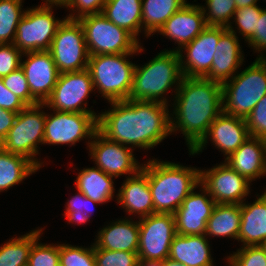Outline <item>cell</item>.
<instances>
[{
  "mask_svg": "<svg viewBox=\"0 0 266 266\" xmlns=\"http://www.w3.org/2000/svg\"><path fill=\"white\" fill-rule=\"evenodd\" d=\"M112 109L98 115V131L111 141L150 149L171 134L168 105L127 99L110 102Z\"/></svg>",
  "mask_w": 266,
  "mask_h": 266,
  "instance_id": "6da1fadb",
  "label": "cell"
},
{
  "mask_svg": "<svg viewBox=\"0 0 266 266\" xmlns=\"http://www.w3.org/2000/svg\"><path fill=\"white\" fill-rule=\"evenodd\" d=\"M42 228L21 237H13L0 246V266H26L33 243L40 238Z\"/></svg>",
  "mask_w": 266,
  "mask_h": 266,
  "instance_id": "1f68e13d",
  "label": "cell"
},
{
  "mask_svg": "<svg viewBox=\"0 0 266 266\" xmlns=\"http://www.w3.org/2000/svg\"><path fill=\"white\" fill-rule=\"evenodd\" d=\"M226 30V27L207 26L195 39L181 48L187 53L186 61L183 60L185 56L182 52L177 51L183 76L204 78L210 72L219 38Z\"/></svg>",
  "mask_w": 266,
  "mask_h": 266,
  "instance_id": "2e32d148",
  "label": "cell"
},
{
  "mask_svg": "<svg viewBox=\"0 0 266 266\" xmlns=\"http://www.w3.org/2000/svg\"><path fill=\"white\" fill-rule=\"evenodd\" d=\"M200 183L216 204H242L250 192V182L225 162L207 171L200 170Z\"/></svg>",
  "mask_w": 266,
  "mask_h": 266,
  "instance_id": "9a60e30c",
  "label": "cell"
},
{
  "mask_svg": "<svg viewBox=\"0 0 266 266\" xmlns=\"http://www.w3.org/2000/svg\"><path fill=\"white\" fill-rule=\"evenodd\" d=\"M200 185L203 192L195 193L194 188L174 213L177 234L203 235L206 232L207 221L216 202L210 197L208 190L201 183Z\"/></svg>",
  "mask_w": 266,
  "mask_h": 266,
  "instance_id": "e0dca14e",
  "label": "cell"
},
{
  "mask_svg": "<svg viewBox=\"0 0 266 266\" xmlns=\"http://www.w3.org/2000/svg\"><path fill=\"white\" fill-rule=\"evenodd\" d=\"M227 259L229 266H266V249L263 245L244 246Z\"/></svg>",
  "mask_w": 266,
  "mask_h": 266,
  "instance_id": "74e56055",
  "label": "cell"
},
{
  "mask_svg": "<svg viewBox=\"0 0 266 266\" xmlns=\"http://www.w3.org/2000/svg\"><path fill=\"white\" fill-rule=\"evenodd\" d=\"M37 170L29 159L12 154L0 146V192L20 183Z\"/></svg>",
  "mask_w": 266,
  "mask_h": 266,
  "instance_id": "f546056e",
  "label": "cell"
},
{
  "mask_svg": "<svg viewBox=\"0 0 266 266\" xmlns=\"http://www.w3.org/2000/svg\"><path fill=\"white\" fill-rule=\"evenodd\" d=\"M37 239L31 248L28 266H57L59 263V245L40 244Z\"/></svg>",
  "mask_w": 266,
  "mask_h": 266,
  "instance_id": "60d3db41",
  "label": "cell"
},
{
  "mask_svg": "<svg viewBox=\"0 0 266 266\" xmlns=\"http://www.w3.org/2000/svg\"><path fill=\"white\" fill-rule=\"evenodd\" d=\"M133 54L135 53L89 56L87 69L91 73L94 88H97L108 102L129 98L136 65L126 58Z\"/></svg>",
  "mask_w": 266,
  "mask_h": 266,
  "instance_id": "8992f818",
  "label": "cell"
},
{
  "mask_svg": "<svg viewBox=\"0 0 266 266\" xmlns=\"http://www.w3.org/2000/svg\"><path fill=\"white\" fill-rule=\"evenodd\" d=\"M94 85L88 69L59 74L50 97L44 102L48 108L59 112L95 113L86 109V100ZM84 106H81V105Z\"/></svg>",
  "mask_w": 266,
  "mask_h": 266,
  "instance_id": "4fadbf2b",
  "label": "cell"
},
{
  "mask_svg": "<svg viewBox=\"0 0 266 266\" xmlns=\"http://www.w3.org/2000/svg\"><path fill=\"white\" fill-rule=\"evenodd\" d=\"M54 111L46 114L44 144L74 145L86 137L92 140L98 130L96 113H73Z\"/></svg>",
  "mask_w": 266,
  "mask_h": 266,
  "instance_id": "7c38bea8",
  "label": "cell"
},
{
  "mask_svg": "<svg viewBox=\"0 0 266 266\" xmlns=\"http://www.w3.org/2000/svg\"><path fill=\"white\" fill-rule=\"evenodd\" d=\"M67 0H46L45 2L48 4H55L56 7L63 5Z\"/></svg>",
  "mask_w": 266,
  "mask_h": 266,
  "instance_id": "816d5d0a",
  "label": "cell"
},
{
  "mask_svg": "<svg viewBox=\"0 0 266 266\" xmlns=\"http://www.w3.org/2000/svg\"><path fill=\"white\" fill-rule=\"evenodd\" d=\"M206 5L208 13L207 8L201 7L207 26L228 28L231 25L229 21L237 10L235 0H206Z\"/></svg>",
  "mask_w": 266,
  "mask_h": 266,
  "instance_id": "836d02e7",
  "label": "cell"
},
{
  "mask_svg": "<svg viewBox=\"0 0 266 266\" xmlns=\"http://www.w3.org/2000/svg\"><path fill=\"white\" fill-rule=\"evenodd\" d=\"M112 176L103 172L100 168L92 167L80 170L75 186L91 200L102 204L110 201L114 196Z\"/></svg>",
  "mask_w": 266,
  "mask_h": 266,
  "instance_id": "83f0119b",
  "label": "cell"
},
{
  "mask_svg": "<svg viewBox=\"0 0 266 266\" xmlns=\"http://www.w3.org/2000/svg\"><path fill=\"white\" fill-rule=\"evenodd\" d=\"M95 266H138L137 252L94 248Z\"/></svg>",
  "mask_w": 266,
  "mask_h": 266,
  "instance_id": "d590c367",
  "label": "cell"
},
{
  "mask_svg": "<svg viewBox=\"0 0 266 266\" xmlns=\"http://www.w3.org/2000/svg\"><path fill=\"white\" fill-rule=\"evenodd\" d=\"M182 78L178 52L175 49L162 51L144 66H135L128 99L168 104L167 99L162 95L167 93L175 83L177 90Z\"/></svg>",
  "mask_w": 266,
  "mask_h": 266,
  "instance_id": "277c9868",
  "label": "cell"
},
{
  "mask_svg": "<svg viewBox=\"0 0 266 266\" xmlns=\"http://www.w3.org/2000/svg\"><path fill=\"white\" fill-rule=\"evenodd\" d=\"M95 203L99 204L86 197L82 192L78 191L75 196L68 200L66 211L64 214L66 215V218L69 223H86L89 217L92 215L91 210Z\"/></svg>",
  "mask_w": 266,
  "mask_h": 266,
  "instance_id": "8d00e7d4",
  "label": "cell"
},
{
  "mask_svg": "<svg viewBox=\"0 0 266 266\" xmlns=\"http://www.w3.org/2000/svg\"><path fill=\"white\" fill-rule=\"evenodd\" d=\"M94 248L111 251L137 252L139 248V221L129 219L112 222L97 234Z\"/></svg>",
  "mask_w": 266,
  "mask_h": 266,
  "instance_id": "cb8c5ba5",
  "label": "cell"
},
{
  "mask_svg": "<svg viewBox=\"0 0 266 266\" xmlns=\"http://www.w3.org/2000/svg\"><path fill=\"white\" fill-rule=\"evenodd\" d=\"M207 27L202 7L186 3L157 31L178 43L176 51L195 39ZM180 48V49H179Z\"/></svg>",
  "mask_w": 266,
  "mask_h": 266,
  "instance_id": "ffe728a7",
  "label": "cell"
},
{
  "mask_svg": "<svg viewBox=\"0 0 266 266\" xmlns=\"http://www.w3.org/2000/svg\"><path fill=\"white\" fill-rule=\"evenodd\" d=\"M117 196L118 204H121L129 215L136 213L141 219L154 214L148 178L141 169L125 180Z\"/></svg>",
  "mask_w": 266,
  "mask_h": 266,
  "instance_id": "603a6c76",
  "label": "cell"
},
{
  "mask_svg": "<svg viewBox=\"0 0 266 266\" xmlns=\"http://www.w3.org/2000/svg\"><path fill=\"white\" fill-rule=\"evenodd\" d=\"M138 266H163V261L139 260Z\"/></svg>",
  "mask_w": 266,
  "mask_h": 266,
  "instance_id": "681fc988",
  "label": "cell"
},
{
  "mask_svg": "<svg viewBox=\"0 0 266 266\" xmlns=\"http://www.w3.org/2000/svg\"><path fill=\"white\" fill-rule=\"evenodd\" d=\"M91 246L59 244V262L64 266H95L94 245Z\"/></svg>",
  "mask_w": 266,
  "mask_h": 266,
  "instance_id": "e575fe53",
  "label": "cell"
},
{
  "mask_svg": "<svg viewBox=\"0 0 266 266\" xmlns=\"http://www.w3.org/2000/svg\"><path fill=\"white\" fill-rule=\"evenodd\" d=\"M18 113L0 107V144L14 125Z\"/></svg>",
  "mask_w": 266,
  "mask_h": 266,
  "instance_id": "7dc6e473",
  "label": "cell"
},
{
  "mask_svg": "<svg viewBox=\"0 0 266 266\" xmlns=\"http://www.w3.org/2000/svg\"><path fill=\"white\" fill-rule=\"evenodd\" d=\"M54 4L44 3L25 10L17 25L13 44L22 52L49 51L60 24L52 12Z\"/></svg>",
  "mask_w": 266,
  "mask_h": 266,
  "instance_id": "9c48e42d",
  "label": "cell"
},
{
  "mask_svg": "<svg viewBox=\"0 0 266 266\" xmlns=\"http://www.w3.org/2000/svg\"><path fill=\"white\" fill-rule=\"evenodd\" d=\"M208 137L227 158L250 137V133L245 119L222 112L209 126L204 139L189 154L202 152Z\"/></svg>",
  "mask_w": 266,
  "mask_h": 266,
  "instance_id": "d6986e66",
  "label": "cell"
},
{
  "mask_svg": "<svg viewBox=\"0 0 266 266\" xmlns=\"http://www.w3.org/2000/svg\"><path fill=\"white\" fill-rule=\"evenodd\" d=\"M250 136L266 140V95H264L245 119Z\"/></svg>",
  "mask_w": 266,
  "mask_h": 266,
  "instance_id": "b9f144b4",
  "label": "cell"
},
{
  "mask_svg": "<svg viewBox=\"0 0 266 266\" xmlns=\"http://www.w3.org/2000/svg\"><path fill=\"white\" fill-rule=\"evenodd\" d=\"M241 204H216L206 225V236L238 238Z\"/></svg>",
  "mask_w": 266,
  "mask_h": 266,
  "instance_id": "f1b7e54d",
  "label": "cell"
},
{
  "mask_svg": "<svg viewBox=\"0 0 266 266\" xmlns=\"http://www.w3.org/2000/svg\"><path fill=\"white\" fill-rule=\"evenodd\" d=\"M106 0H67L62 7L70 8L72 11L78 12L76 15L69 14L66 18L79 20L82 17L102 13ZM74 8V9H73Z\"/></svg>",
  "mask_w": 266,
  "mask_h": 266,
  "instance_id": "ee69618b",
  "label": "cell"
},
{
  "mask_svg": "<svg viewBox=\"0 0 266 266\" xmlns=\"http://www.w3.org/2000/svg\"><path fill=\"white\" fill-rule=\"evenodd\" d=\"M22 52L12 44L0 45V77L8 76L21 67Z\"/></svg>",
  "mask_w": 266,
  "mask_h": 266,
  "instance_id": "7bdbcfd3",
  "label": "cell"
},
{
  "mask_svg": "<svg viewBox=\"0 0 266 266\" xmlns=\"http://www.w3.org/2000/svg\"><path fill=\"white\" fill-rule=\"evenodd\" d=\"M258 0H235L236 8L240 9L257 4Z\"/></svg>",
  "mask_w": 266,
  "mask_h": 266,
  "instance_id": "c3c4849f",
  "label": "cell"
},
{
  "mask_svg": "<svg viewBox=\"0 0 266 266\" xmlns=\"http://www.w3.org/2000/svg\"><path fill=\"white\" fill-rule=\"evenodd\" d=\"M177 235L173 213H154L139 219V260L163 261Z\"/></svg>",
  "mask_w": 266,
  "mask_h": 266,
  "instance_id": "8fae6325",
  "label": "cell"
},
{
  "mask_svg": "<svg viewBox=\"0 0 266 266\" xmlns=\"http://www.w3.org/2000/svg\"><path fill=\"white\" fill-rule=\"evenodd\" d=\"M243 59L238 37L230 25L219 38L210 72L204 78L223 84L235 75Z\"/></svg>",
  "mask_w": 266,
  "mask_h": 266,
  "instance_id": "44dd1931",
  "label": "cell"
},
{
  "mask_svg": "<svg viewBox=\"0 0 266 266\" xmlns=\"http://www.w3.org/2000/svg\"><path fill=\"white\" fill-rule=\"evenodd\" d=\"M238 241L243 246L263 245L266 242V196L262 194L253 204H241V224Z\"/></svg>",
  "mask_w": 266,
  "mask_h": 266,
  "instance_id": "484cf974",
  "label": "cell"
},
{
  "mask_svg": "<svg viewBox=\"0 0 266 266\" xmlns=\"http://www.w3.org/2000/svg\"><path fill=\"white\" fill-rule=\"evenodd\" d=\"M23 54L28 58L21 62V68L27 79L31 95L39 103H44L50 97L60 73L49 51Z\"/></svg>",
  "mask_w": 266,
  "mask_h": 266,
  "instance_id": "ac0fdd59",
  "label": "cell"
},
{
  "mask_svg": "<svg viewBox=\"0 0 266 266\" xmlns=\"http://www.w3.org/2000/svg\"><path fill=\"white\" fill-rule=\"evenodd\" d=\"M21 6L22 0H0V45L13 43L17 25L25 13Z\"/></svg>",
  "mask_w": 266,
  "mask_h": 266,
  "instance_id": "d6a6232c",
  "label": "cell"
},
{
  "mask_svg": "<svg viewBox=\"0 0 266 266\" xmlns=\"http://www.w3.org/2000/svg\"><path fill=\"white\" fill-rule=\"evenodd\" d=\"M102 14L137 40L141 32L142 0H106Z\"/></svg>",
  "mask_w": 266,
  "mask_h": 266,
  "instance_id": "4316f807",
  "label": "cell"
},
{
  "mask_svg": "<svg viewBox=\"0 0 266 266\" xmlns=\"http://www.w3.org/2000/svg\"><path fill=\"white\" fill-rule=\"evenodd\" d=\"M43 106L44 103H38L20 111L8 135L0 144L4 150L29 159L38 169L42 162L34 157L39 151L37 145L44 144L46 113L39 110Z\"/></svg>",
  "mask_w": 266,
  "mask_h": 266,
  "instance_id": "ba28073f",
  "label": "cell"
},
{
  "mask_svg": "<svg viewBox=\"0 0 266 266\" xmlns=\"http://www.w3.org/2000/svg\"><path fill=\"white\" fill-rule=\"evenodd\" d=\"M175 91L173 114L176 121L171 118V133L179 129L190 152L222 113V84L206 78L183 76Z\"/></svg>",
  "mask_w": 266,
  "mask_h": 266,
  "instance_id": "7a4b0ae2",
  "label": "cell"
},
{
  "mask_svg": "<svg viewBox=\"0 0 266 266\" xmlns=\"http://www.w3.org/2000/svg\"><path fill=\"white\" fill-rule=\"evenodd\" d=\"M79 22L84 30L89 56L143 51L138 40L102 13L82 17Z\"/></svg>",
  "mask_w": 266,
  "mask_h": 266,
  "instance_id": "52a82bcc",
  "label": "cell"
},
{
  "mask_svg": "<svg viewBox=\"0 0 266 266\" xmlns=\"http://www.w3.org/2000/svg\"><path fill=\"white\" fill-rule=\"evenodd\" d=\"M250 46L260 52L259 58H266L261 54L264 50L266 51V9H262L259 19L256 24V32L247 41ZM262 51V52H261Z\"/></svg>",
  "mask_w": 266,
  "mask_h": 266,
  "instance_id": "f6af8a7d",
  "label": "cell"
},
{
  "mask_svg": "<svg viewBox=\"0 0 266 266\" xmlns=\"http://www.w3.org/2000/svg\"><path fill=\"white\" fill-rule=\"evenodd\" d=\"M92 139L90 143L88 141L91 158L97 168L106 174L117 178L124 174L135 175L141 169L142 165H139L132 154L131 147L107 139L98 130Z\"/></svg>",
  "mask_w": 266,
  "mask_h": 266,
  "instance_id": "5bb4252c",
  "label": "cell"
},
{
  "mask_svg": "<svg viewBox=\"0 0 266 266\" xmlns=\"http://www.w3.org/2000/svg\"><path fill=\"white\" fill-rule=\"evenodd\" d=\"M266 95V58H256L249 67L222 84V112L246 119Z\"/></svg>",
  "mask_w": 266,
  "mask_h": 266,
  "instance_id": "5b68a950",
  "label": "cell"
},
{
  "mask_svg": "<svg viewBox=\"0 0 266 266\" xmlns=\"http://www.w3.org/2000/svg\"><path fill=\"white\" fill-rule=\"evenodd\" d=\"M163 266H186V265L168 257L165 260H163Z\"/></svg>",
  "mask_w": 266,
  "mask_h": 266,
  "instance_id": "f907efd6",
  "label": "cell"
},
{
  "mask_svg": "<svg viewBox=\"0 0 266 266\" xmlns=\"http://www.w3.org/2000/svg\"><path fill=\"white\" fill-rule=\"evenodd\" d=\"M249 182L266 175V140L250 136L224 161Z\"/></svg>",
  "mask_w": 266,
  "mask_h": 266,
  "instance_id": "7402d4cb",
  "label": "cell"
},
{
  "mask_svg": "<svg viewBox=\"0 0 266 266\" xmlns=\"http://www.w3.org/2000/svg\"><path fill=\"white\" fill-rule=\"evenodd\" d=\"M2 81L4 86L21 99L27 106L39 103L31 95L27 79L21 67L11 72L8 76L2 77Z\"/></svg>",
  "mask_w": 266,
  "mask_h": 266,
  "instance_id": "f35d334b",
  "label": "cell"
},
{
  "mask_svg": "<svg viewBox=\"0 0 266 266\" xmlns=\"http://www.w3.org/2000/svg\"><path fill=\"white\" fill-rule=\"evenodd\" d=\"M49 52L60 74L88 68L89 53L79 20L65 17L56 31Z\"/></svg>",
  "mask_w": 266,
  "mask_h": 266,
  "instance_id": "30bf717a",
  "label": "cell"
},
{
  "mask_svg": "<svg viewBox=\"0 0 266 266\" xmlns=\"http://www.w3.org/2000/svg\"><path fill=\"white\" fill-rule=\"evenodd\" d=\"M186 2V0H142L141 28L144 27L146 36L157 32Z\"/></svg>",
  "mask_w": 266,
  "mask_h": 266,
  "instance_id": "4dcf8cb0",
  "label": "cell"
},
{
  "mask_svg": "<svg viewBox=\"0 0 266 266\" xmlns=\"http://www.w3.org/2000/svg\"><path fill=\"white\" fill-rule=\"evenodd\" d=\"M262 8L257 4L237 9L233 16V19L238 26L237 30L245 37V41H248L256 32L257 20L260 17Z\"/></svg>",
  "mask_w": 266,
  "mask_h": 266,
  "instance_id": "ab89813d",
  "label": "cell"
},
{
  "mask_svg": "<svg viewBox=\"0 0 266 266\" xmlns=\"http://www.w3.org/2000/svg\"><path fill=\"white\" fill-rule=\"evenodd\" d=\"M147 175L154 213H175L190 192L200 186V170L172 162L149 160Z\"/></svg>",
  "mask_w": 266,
  "mask_h": 266,
  "instance_id": "3957f363",
  "label": "cell"
},
{
  "mask_svg": "<svg viewBox=\"0 0 266 266\" xmlns=\"http://www.w3.org/2000/svg\"><path fill=\"white\" fill-rule=\"evenodd\" d=\"M27 105L8 90L0 77V107L15 113L22 111Z\"/></svg>",
  "mask_w": 266,
  "mask_h": 266,
  "instance_id": "bcb514c9",
  "label": "cell"
},
{
  "mask_svg": "<svg viewBox=\"0 0 266 266\" xmlns=\"http://www.w3.org/2000/svg\"><path fill=\"white\" fill-rule=\"evenodd\" d=\"M203 235L177 234L171 243L169 258L186 266H213L209 241Z\"/></svg>",
  "mask_w": 266,
  "mask_h": 266,
  "instance_id": "d4e9b609",
  "label": "cell"
}]
</instances>
